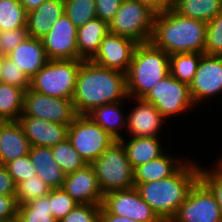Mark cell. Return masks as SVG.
<instances>
[{"label":"cell","mask_w":222,"mask_h":222,"mask_svg":"<svg viewBox=\"0 0 222 222\" xmlns=\"http://www.w3.org/2000/svg\"><path fill=\"white\" fill-rule=\"evenodd\" d=\"M199 167V179L211 190L218 202L222 214V175L211 165Z\"/></svg>","instance_id":"40"},{"label":"cell","mask_w":222,"mask_h":222,"mask_svg":"<svg viewBox=\"0 0 222 222\" xmlns=\"http://www.w3.org/2000/svg\"><path fill=\"white\" fill-rule=\"evenodd\" d=\"M163 222H177L174 218L173 219H168V220H165Z\"/></svg>","instance_id":"51"},{"label":"cell","mask_w":222,"mask_h":222,"mask_svg":"<svg viewBox=\"0 0 222 222\" xmlns=\"http://www.w3.org/2000/svg\"><path fill=\"white\" fill-rule=\"evenodd\" d=\"M17 213L15 195H0V222H16Z\"/></svg>","instance_id":"42"},{"label":"cell","mask_w":222,"mask_h":222,"mask_svg":"<svg viewBox=\"0 0 222 222\" xmlns=\"http://www.w3.org/2000/svg\"><path fill=\"white\" fill-rule=\"evenodd\" d=\"M53 158L59 167L66 173L75 172L83 168L86 162L78 151L71 145L68 138L51 147Z\"/></svg>","instance_id":"31"},{"label":"cell","mask_w":222,"mask_h":222,"mask_svg":"<svg viewBox=\"0 0 222 222\" xmlns=\"http://www.w3.org/2000/svg\"><path fill=\"white\" fill-rule=\"evenodd\" d=\"M102 207L108 213L140 222H163L142 199L136 187L105 193Z\"/></svg>","instance_id":"13"},{"label":"cell","mask_w":222,"mask_h":222,"mask_svg":"<svg viewBox=\"0 0 222 222\" xmlns=\"http://www.w3.org/2000/svg\"><path fill=\"white\" fill-rule=\"evenodd\" d=\"M100 222H140L137 220L129 219L126 217L117 216L112 213H108L102 206L100 209Z\"/></svg>","instance_id":"45"},{"label":"cell","mask_w":222,"mask_h":222,"mask_svg":"<svg viewBox=\"0 0 222 222\" xmlns=\"http://www.w3.org/2000/svg\"><path fill=\"white\" fill-rule=\"evenodd\" d=\"M50 190L51 188L35 175L16 185V202L20 206L33 199L47 196Z\"/></svg>","instance_id":"34"},{"label":"cell","mask_w":222,"mask_h":222,"mask_svg":"<svg viewBox=\"0 0 222 222\" xmlns=\"http://www.w3.org/2000/svg\"><path fill=\"white\" fill-rule=\"evenodd\" d=\"M204 54L222 56V11L206 23Z\"/></svg>","instance_id":"35"},{"label":"cell","mask_w":222,"mask_h":222,"mask_svg":"<svg viewBox=\"0 0 222 222\" xmlns=\"http://www.w3.org/2000/svg\"><path fill=\"white\" fill-rule=\"evenodd\" d=\"M83 60H49L31 79L30 89L57 98L71 99Z\"/></svg>","instance_id":"6"},{"label":"cell","mask_w":222,"mask_h":222,"mask_svg":"<svg viewBox=\"0 0 222 222\" xmlns=\"http://www.w3.org/2000/svg\"><path fill=\"white\" fill-rule=\"evenodd\" d=\"M178 14L208 23L222 11V0H172Z\"/></svg>","instance_id":"27"},{"label":"cell","mask_w":222,"mask_h":222,"mask_svg":"<svg viewBox=\"0 0 222 222\" xmlns=\"http://www.w3.org/2000/svg\"><path fill=\"white\" fill-rule=\"evenodd\" d=\"M143 99L152 103L167 121L184 116L186 112L190 115V111L198 109L189 85L175 79L170 73L156 83Z\"/></svg>","instance_id":"8"},{"label":"cell","mask_w":222,"mask_h":222,"mask_svg":"<svg viewBox=\"0 0 222 222\" xmlns=\"http://www.w3.org/2000/svg\"><path fill=\"white\" fill-rule=\"evenodd\" d=\"M16 222H57L52 216L50 191L47 196L18 206Z\"/></svg>","instance_id":"30"},{"label":"cell","mask_w":222,"mask_h":222,"mask_svg":"<svg viewBox=\"0 0 222 222\" xmlns=\"http://www.w3.org/2000/svg\"><path fill=\"white\" fill-rule=\"evenodd\" d=\"M91 165L103 194L134 187V169L120 140L113 141Z\"/></svg>","instance_id":"5"},{"label":"cell","mask_w":222,"mask_h":222,"mask_svg":"<svg viewBox=\"0 0 222 222\" xmlns=\"http://www.w3.org/2000/svg\"><path fill=\"white\" fill-rule=\"evenodd\" d=\"M77 30L65 13L52 24L51 30L41 38L49 60L78 59Z\"/></svg>","instance_id":"14"},{"label":"cell","mask_w":222,"mask_h":222,"mask_svg":"<svg viewBox=\"0 0 222 222\" xmlns=\"http://www.w3.org/2000/svg\"><path fill=\"white\" fill-rule=\"evenodd\" d=\"M203 53H176L170 55V74L180 82L190 84L196 74Z\"/></svg>","instance_id":"29"},{"label":"cell","mask_w":222,"mask_h":222,"mask_svg":"<svg viewBox=\"0 0 222 222\" xmlns=\"http://www.w3.org/2000/svg\"><path fill=\"white\" fill-rule=\"evenodd\" d=\"M212 166L222 175V155L215 160V163L212 162Z\"/></svg>","instance_id":"48"},{"label":"cell","mask_w":222,"mask_h":222,"mask_svg":"<svg viewBox=\"0 0 222 222\" xmlns=\"http://www.w3.org/2000/svg\"><path fill=\"white\" fill-rule=\"evenodd\" d=\"M193 159L195 156L172 176L136 186L142 199L162 221L174 218L191 188L199 180L200 162Z\"/></svg>","instance_id":"3"},{"label":"cell","mask_w":222,"mask_h":222,"mask_svg":"<svg viewBox=\"0 0 222 222\" xmlns=\"http://www.w3.org/2000/svg\"><path fill=\"white\" fill-rule=\"evenodd\" d=\"M125 101L127 100L96 107L87 116L107 131L115 140H120L124 137L125 133L123 132H126L127 126V113H125L127 111L124 106L131 105L126 104Z\"/></svg>","instance_id":"23"},{"label":"cell","mask_w":222,"mask_h":222,"mask_svg":"<svg viewBox=\"0 0 222 222\" xmlns=\"http://www.w3.org/2000/svg\"><path fill=\"white\" fill-rule=\"evenodd\" d=\"M131 101L135 105H131V108H133H130L127 113L124 137H161L162 126L166 125L167 120L152 103L145 101L143 98L128 97L127 102Z\"/></svg>","instance_id":"15"},{"label":"cell","mask_w":222,"mask_h":222,"mask_svg":"<svg viewBox=\"0 0 222 222\" xmlns=\"http://www.w3.org/2000/svg\"><path fill=\"white\" fill-rule=\"evenodd\" d=\"M16 185L5 165L0 164V195H15Z\"/></svg>","instance_id":"44"},{"label":"cell","mask_w":222,"mask_h":222,"mask_svg":"<svg viewBox=\"0 0 222 222\" xmlns=\"http://www.w3.org/2000/svg\"><path fill=\"white\" fill-rule=\"evenodd\" d=\"M64 13L79 28L97 17L95 0H64Z\"/></svg>","instance_id":"33"},{"label":"cell","mask_w":222,"mask_h":222,"mask_svg":"<svg viewBox=\"0 0 222 222\" xmlns=\"http://www.w3.org/2000/svg\"><path fill=\"white\" fill-rule=\"evenodd\" d=\"M31 79L48 61L41 39L28 37L6 55Z\"/></svg>","instance_id":"20"},{"label":"cell","mask_w":222,"mask_h":222,"mask_svg":"<svg viewBox=\"0 0 222 222\" xmlns=\"http://www.w3.org/2000/svg\"><path fill=\"white\" fill-rule=\"evenodd\" d=\"M170 55L151 42L138 44L126 73L128 97L144 98L170 73Z\"/></svg>","instance_id":"4"},{"label":"cell","mask_w":222,"mask_h":222,"mask_svg":"<svg viewBox=\"0 0 222 222\" xmlns=\"http://www.w3.org/2000/svg\"><path fill=\"white\" fill-rule=\"evenodd\" d=\"M31 144L18 121H6L0 131V164L29 154Z\"/></svg>","instance_id":"21"},{"label":"cell","mask_w":222,"mask_h":222,"mask_svg":"<svg viewBox=\"0 0 222 222\" xmlns=\"http://www.w3.org/2000/svg\"><path fill=\"white\" fill-rule=\"evenodd\" d=\"M128 100L126 74L83 60L72 97L76 113L87 115L94 108Z\"/></svg>","instance_id":"1"},{"label":"cell","mask_w":222,"mask_h":222,"mask_svg":"<svg viewBox=\"0 0 222 222\" xmlns=\"http://www.w3.org/2000/svg\"><path fill=\"white\" fill-rule=\"evenodd\" d=\"M168 150L156 159L150 160L134 169V187L138 184L158 181L175 174L190 157H177L176 154ZM172 154V155H171ZM176 155V156H175Z\"/></svg>","instance_id":"19"},{"label":"cell","mask_w":222,"mask_h":222,"mask_svg":"<svg viewBox=\"0 0 222 222\" xmlns=\"http://www.w3.org/2000/svg\"><path fill=\"white\" fill-rule=\"evenodd\" d=\"M161 137H123L120 141L133 169L165 153Z\"/></svg>","instance_id":"24"},{"label":"cell","mask_w":222,"mask_h":222,"mask_svg":"<svg viewBox=\"0 0 222 222\" xmlns=\"http://www.w3.org/2000/svg\"><path fill=\"white\" fill-rule=\"evenodd\" d=\"M155 14V10L139 0H123L109 23V31L138 44L150 42Z\"/></svg>","instance_id":"7"},{"label":"cell","mask_w":222,"mask_h":222,"mask_svg":"<svg viewBox=\"0 0 222 222\" xmlns=\"http://www.w3.org/2000/svg\"><path fill=\"white\" fill-rule=\"evenodd\" d=\"M177 222H222L218 202L211 190L199 179L174 216Z\"/></svg>","instance_id":"11"},{"label":"cell","mask_w":222,"mask_h":222,"mask_svg":"<svg viewBox=\"0 0 222 222\" xmlns=\"http://www.w3.org/2000/svg\"><path fill=\"white\" fill-rule=\"evenodd\" d=\"M25 90L20 87L0 83V119L17 121L23 111Z\"/></svg>","instance_id":"28"},{"label":"cell","mask_w":222,"mask_h":222,"mask_svg":"<svg viewBox=\"0 0 222 222\" xmlns=\"http://www.w3.org/2000/svg\"><path fill=\"white\" fill-rule=\"evenodd\" d=\"M102 204H80L59 222H100Z\"/></svg>","instance_id":"38"},{"label":"cell","mask_w":222,"mask_h":222,"mask_svg":"<svg viewBox=\"0 0 222 222\" xmlns=\"http://www.w3.org/2000/svg\"><path fill=\"white\" fill-rule=\"evenodd\" d=\"M20 3L25 8V11L28 13L40 6L41 3H43L46 0H19Z\"/></svg>","instance_id":"47"},{"label":"cell","mask_w":222,"mask_h":222,"mask_svg":"<svg viewBox=\"0 0 222 222\" xmlns=\"http://www.w3.org/2000/svg\"><path fill=\"white\" fill-rule=\"evenodd\" d=\"M137 45L138 43L129 38L109 32L103 37L91 61L99 66L126 74Z\"/></svg>","instance_id":"16"},{"label":"cell","mask_w":222,"mask_h":222,"mask_svg":"<svg viewBox=\"0 0 222 222\" xmlns=\"http://www.w3.org/2000/svg\"><path fill=\"white\" fill-rule=\"evenodd\" d=\"M122 1L123 0H95L97 18L109 24L119 10Z\"/></svg>","instance_id":"43"},{"label":"cell","mask_w":222,"mask_h":222,"mask_svg":"<svg viewBox=\"0 0 222 222\" xmlns=\"http://www.w3.org/2000/svg\"><path fill=\"white\" fill-rule=\"evenodd\" d=\"M64 14V0H46L40 6L27 13L26 29L28 36L43 38Z\"/></svg>","instance_id":"22"},{"label":"cell","mask_w":222,"mask_h":222,"mask_svg":"<svg viewBox=\"0 0 222 222\" xmlns=\"http://www.w3.org/2000/svg\"><path fill=\"white\" fill-rule=\"evenodd\" d=\"M27 12L19 0H0L2 31L26 28Z\"/></svg>","instance_id":"32"},{"label":"cell","mask_w":222,"mask_h":222,"mask_svg":"<svg viewBox=\"0 0 222 222\" xmlns=\"http://www.w3.org/2000/svg\"><path fill=\"white\" fill-rule=\"evenodd\" d=\"M28 37L26 28L2 31L0 35V55L6 56Z\"/></svg>","instance_id":"41"},{"label":"cell","mask_w":222,"mask_h":222,"mask_svg":"<svg viewBox=\"0 0 222 222\" xmlns=\"http://www.w3.org/2000/svg\"><path fill=\"white\" fill-rule=\"evenodd\" d=\"M67 138L86 164L97 159L115 139L87 115H77Z\"/></svg>","instance_id":"9"},{"label":"cell","mask_w":222,"mask_h":222,"mask_svg":"<svg viewBox=\"0 0 222 222\" xmlns=\"http://www.w3.org/2000/svg\"><path fill=\"white\" fill-rule=\"evenodd\" d=\"M31 146L52 147L67 138L68 126L29 116L18 118Z\"/></svg>","instance_id":"18"},{"label":"cell","mask_w":222,"mask_h":222,"mask_svg":"<svg viewBox=\"0 0 222 222\" xmlns=\"http://www.w3.org/2000/svg\"><path fill=\"white\" fill-rule=\"evenodd\" d=\"M29 156L41 180L51 189L62 188L66 173L55 162L51 147L31 146Z\"/></svg>","instance_id":"25"},{"label":"cell","mask_w":222,"mask_h":222,"mask_svg":"<svg viewBox=\"0 0 222 222\" xmlns=\"http://www.w3.org/2000/svg\"><path fill=\"white\" fill-rule=\"evenodd\" d=\"M76 205H78V202H76L63 188L50 190V207L52 216L57 222L70 213Z\"/></svg>","instance_id":"36"},{"label":"cell","mask_w":222,"mask_h":222,"mask_svg":"<svg viewBox=\"0 0 222 222\" xmlns=\"http://www.w3.org/2000/svg\"><path fill=\"white\" fill-rule=\"evenodd\" d=\"M109 24L94 18L77 30L78 60H91L97 53L104 36L109 33Z\"/></svg>","instance_id":"26"},{"label":"cell","mask_w":222,"mask_h":222,"mask_svg":"<svg viewBox=\"0 0 222 222\" xmlns=\"http://www.w3.org/2000/svg\"><path fill=\"white\" fill-rule=\"evenodd\" d=\"M62 188L80 204H102L103 202L104 194L91 164L66 174Z\"/></svg>","instance_id":"17"},{"label":"cell","mask_w":222,"mask_h":222,"mask_svg":"<svg viewBox=\"0 0 222 222\" xmlns=\"http://www.w3.org/2000/svg\"><path fill=\"white\" fill-rule=\"evenodd\" d=\"M189 89L197 107L206 103L209 106L210 99L213 102L219 97L222 94V56L203 53Z\"/></svg>","instance_id":"12"},{"label":"cell","mask_w":222,"mask_h":222,"mask_svg":"<svg viewBox=\"0 0 222 222\" xmlns=\"http://www.w3.org/2000/svg\"><path fill=\"white\" fill-rule=\"evenodd\" d=\"M5 122H6L5 120L0 119V131H1L2 125H3Z\"/></svg>","instance_id":"50"},{"label":"cell","mask_w":222,"mask_h":222,"mask_svg":"<svg viewBox=\"0 0 222 222\" xmlns=\"http://www.w3.org/2000/svg\"><path fill=\"white\" fill-rule=\"evenodd\" d=\"M5 167L12 176L15 185L36 175V169L33 167L29 154L8 162Z\"/></svg>","instance_id":"39"},{"label":"cell","mask_w":222,"mask_h":222,"mask_svg":"<svg viewBox=\"0 0 222 222\" xmlns=\"http://www.w3.org/2000/svg\"><path fill=\"white\" fill-rule=\"evenodd\" d=\"M139 1L149 5L156 12L172 8V0H139Z\"/></svg>","instance_id":"46"},{"label":"cell","mask_w":222,"mask_h":222,"mask_svg":"<svg viewBox=\"0 0 222 222\" xmlns=\"http://www.w3.org/2000/svg\"><path fill=\"white\" fill-rule=\"evenodd\" d=\"M2 82V56H0V83Z\"/></svg>","instance_id":"49"},{"label":"cell","mask_w":222,"mask_h":222,"mask_svg":"<svg viewBox=\"0 0 222 222\" xmlns=\"http://www.w3.org/2000/svg\"><path fill=\"white\" fill-rule=\"evenodd\" d=\"M150 42L169 55L204 53L206 23L184 17L172 8L156 12Z\"/></svg>","instance_id":"2"},{"label":"cell","mask_w":222,"mask_h":222,"mask_svg":"<svg viewBox=\"0 0 222 222\" xmlns=\"http://www.w3.org/2000/svg\"><path fill=\"white\" fill-rule=\"evenodd\" d=\"M78 114L71 99L57 98L38 93L30 88L24 93L21 116L70 125Z\"/></svg>","instance_id":"10"},{"label":"cell","mask_w":222,"mask_h":222,"mask_svg":"<svg viewBox=\"0 0 222 222\" xmlns=\"http://www.w3.org/2000/svg\"><path fill=\"white\" fill-rule=\"evenodd\" d=\"M2 82L20 87L25 91L30 88V79L7 56H2Z\"/></svg>","instance_id":"37"}]
</instances>
